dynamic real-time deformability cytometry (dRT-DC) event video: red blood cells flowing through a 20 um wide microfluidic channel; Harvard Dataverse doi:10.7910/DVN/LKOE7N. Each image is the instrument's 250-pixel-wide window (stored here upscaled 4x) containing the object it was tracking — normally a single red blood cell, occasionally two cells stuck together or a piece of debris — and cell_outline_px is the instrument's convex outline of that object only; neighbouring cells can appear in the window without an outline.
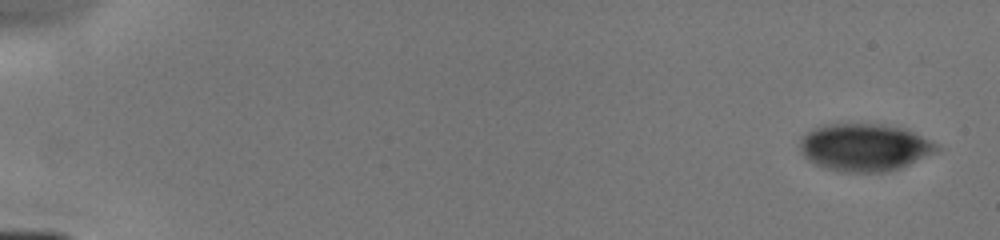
{"species": "human", "species_latin": "Homo sapiens", "temperature_condition": "cold", "stored_images_in_passage": 6, "camera_frame_rate_fps": 3000, "um_per_image_px": 0.085, "donor": {"sex": "male"}, "frame": {"image": 1, "passage_image": 1, "time_ms": 0.0, "image_size_px": [1000, 240], "cell_outline_px": [[944, 148], [936, 152], [900, 168], [884, 172], [836, 172], [816, 164], [808, 160], [800, 152], [800, 140], [812, 128], [824, 124], [880, 124], [900, 128], [912, 132]], "centroid_in_image_um": [73.46, 12.54], "position_along_channel_um": 11.5, "area_um2": 37.69}}
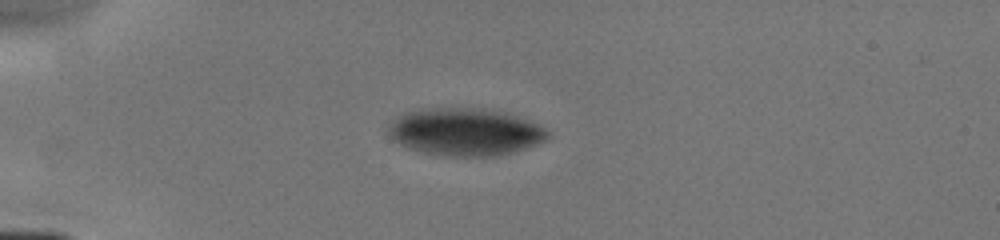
{"frame": {"image": 2, "passage_image": 5, "time_ms": 4.0, "image_size_px": [1000, 240], "cell_outline_px": [[552, 136], [536, 144], [512, 152], [496, 156], [448, 156], [424, 152], [404, 148], [392, 140], [388, 132], [388, 124], [392, 120], [404, 112], [432, 108], [484, 108], [504, 112], [540, 124], [552, 132]], "centroid_in_image_um": [39.53, 11.21], "position_along_channel_um": 45.5, "area_um2": 44.45}}